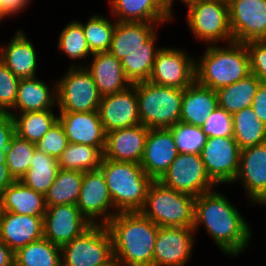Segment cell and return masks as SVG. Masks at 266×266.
I'll return each mask as SVG.
<instances>
[{"label":"cell","mask_w":266,"mask_h":266,"mask_svg":"<svg viewBox=\"0 0 266 266\" xmlns=\"http://www.w3.org/2000/svg\"><path fill=\"white\" fill-rule=\"evenodd\" d=\"M217 190L195 197L193 229L196 234L203 224L221 252L238 257L249 245L251 227L229 199Z\"/></svg>","instance_id":"obj_1"},{"label":"cell","mask_w":266,"mask_h":266,"mask_svg":"<svg viewBox=\"0 0 266 266\" xmlns=\"http://www.w3.org/2000/svg\"><path fill=\"white\" fill-rule=\"evenodd\" d=\"M117 266H153L159 226L140 212L117 213L106 224Z\"/></svg>","instance_id":"obj_2"},{"label":"cell","mask_w":266,"mask_h":266,"mask_svg":"<svg viewBox=\"0 0 266 266\" xmlns=\"http://www.w3.org/2000/svg\"><path fill=\"white\" fill-rule=\"evenodd\" d=\"M200 58L195 60L196 81L214 91L251 74L245 43L231 42L224 48L208 45Z\"/></svg>","instance_id":"obj_3"},{"label":"cell","mask_w":266,"mask_h":266,"mask_svg":"<svg viewBox=\"0 0 266 266\" xmlns=\"http://www.w3.org/2000/svg\"><path fill=\"white\" fill-rule=\"evenodd\" d=\"M102 171L117 213L140 212L154 181L140 164L103 158Z\"/></svg>","instance_id":"obj_4"},{"label":"cell","mask_w":266,"mask_h":266,"mask_svg":"<svg viewBox=\"0 0 266 266\" xmlns=\"http://www.w3.org/2000/svg\"><path fill=\"white\" fill-rule=\"evenodd\" d=\"M184 89L136 83L140 123L148 129L172 128L180 122Z\"/></svg>","instance_id":"obj_5"},{"label":"cell","mask_w":266,"mask_h":266,"mask_svg":"<svg viewBox=\"0 0 266 266\" xmlns=\"http://www.w3.org/2000/svg\"><path fill=\"white\" fill-rule=\"evenodd\" d=\"M195 197L154 180L140 213L159 227H193Z\"/></svg>","instance_id":"obj_6"},{"label":"cell","mask_w":266,"mask_h":266,"mask_svg":"<svg viewBox=\"0 0 266 266\" xmlns=\"http://www.w3.org/2000/svg\"><path fill=\"white\" fill-rule=\"evenodd\" d=\"M62 266H117L113 242L106 225H91L61 246Z\"/></svg>","instance_id":"obj_7"},{"label":"cell","mask_w":266,"mask_h":266,"mask_svg":"<svg viewBox=\"0 0 266 266\" xmlns=\"http://www.w3.org/2000/svg\"><path fill=\"white\" fill-rule=\"evenodd\" d=\"M58 80L56 83L59 112L98 111L101 95L94 79L84 66L71 64Z\"/></svg>","instance_id":"obj_8"},{"label":"cell","mask_w":266,"mask_h":266,"mask_svg":"<svg viewBox=\"0 0 266 266\" xmlns=\"http://www.w3.org/2000/svg\"><path fill=\"white\" fill-rule=\"evenodd\" d=\"M187 25L194 38L216 45L218 41L233 42L229 26V6L221 0H201L188 7ZM209 42V43H208Z\"/></svg>","instance_id":"obj_9"},{"label":"cell","mask_w":266,"mask_h":266,"mask_svg":"<svg viewBox=\"0 0 266 266\" xmlns=\"http://www.w3.org/2000/svg\"><path fill=\"white\" fill-rule=\"evenodd\" d=\"M164 186L197 197L217 186L208 176L200 154L179 153L158 180Z\"/></svg>","instance_id":"obj_10"},{"label":"cell","mask_w":266,"mask_h":266,"mask_svg":"<svg viewBox=\"0 0 266 266\" xmlns=\"http://www.w3.org/2000/svg\"><path fill=\"white\" fill-rule=\"evenodd\" d=\"M240 151L233 136L207 137L200 155L208 176L217 186L233 184L239 169Z\"/></svg>","instance_id":"obj_11"},{"label":"cell","mask_w":266,"mask_h":266,"mask_svg":"<svg viewBox=\"0 0 266 266\" xmlns=\"http://www.w3.org/2000/svg\"><path fill=\"white\" fill-rule=\"evenodd\" d=\"M177 48L162 47L153 64L149 82L185 89L196 80L195 60Z\"/></svg>","instance_id":"obj_12"},{"label":"cell","mask_w":266,"mask_h":266,"mask_svg":"<svg viewBox=\"0 0 266 266\" xmlns=\"http://www.w3.org/2000/svg\"><path fill=\"white\" fill-rule=\"evenodd\" d=\"M76 206L91 225H106L117 214L100 169L84 172Z\"/></svg>","instance_id":"obj_13"},{"label":"cell","mask_w":266,"mask_h":266,"mask_svg":"<svg viewBox=\"0 0 266 266\" xmlns=\"http://www.w3.org/2000/svg\"><path fill=\"white\" fill-rule=\"evenodd\" d=\"M228 6L233 42L261 41L266 36V0H230Z\"/></svg>","instance_id":"obj_14"},{"label":"cell","mask_w":266,"mask_h":266,"mask_svg":"<svg viewBox=\"0 0 266 266\" xmlns=\"http://www.w3.org/2000/svg\"><path fill=\"white\" fill-rule=\"evenodd\" d=\"M193 227H159L153 266H186L194 250Z\"/></svg>","instance_id":"obj_15"},{"label":"cell","mask_w":266,"mask_h":266,"mask_svg":"<svg viewBox=\"0 0 266 266\" xmlns=\"http://www.w3.org/2000/svg\"><path fill=\"white\" fill-rule=\"evenodd\" d=\"M90 226L75 204L49 206L43 216V238L61 247Z\"/></svg>","instance_id":"obj_16"},{"label":"cell","mask_w":266,"mask_h":266,"mask_svg":"<svg viewBox=\"0 0 266 266\" xmlns=\"http://www.w3.org/2000/svg\"><path fill=\"white\" fill-rule=\"evenodd\" d=\"M240 181L250 203H266V142L240 151L239 169L234 182Z\"/></svg>","instance_id":"obj_17"},{"label":"cell","mask_w":266,"mask_h":266,"mask_svg":"<svg viewBox=\"0 0 266 266\" xmlns=\"http://www.w3.org/2000/svg\"><path fill=\"white\" fill-rule=\"evenodd\" d=\"M98 112L106 133L141 124L136 83L125 91L101 97Z\"/></svg>","instance_id":"obj_18"},{"label":"cell","mask_w":266,"mask_h":266,"mask_svg":"<svg viewBox=\"0 0 266 266\" xmlns=\"http://www.w3.org/2000/svg\"><path fill=\"white\" fill-rule=\"evenodd\" d=\"M178 154L170 128L149 129L140 165L149 177L159 180Z\"/></svg>","instance_id":"obj_19"},{"label":"cell","mask_w":266,"mask_h":266,"mask_svg":"<svg viewBox=\"0 0 266 266\" xmlns=\"http://www.w3.org/2000/svg\"><path fill=\"white\" fill-rule=\"evenodd\" d=\"M59 114L58 120L63 125L69 143L105 147L106 132L98 111Z\"/></svg>","instance_id":"obj_20"},{"label":"cell","mask_w":266,"mask_h":266,"mask_svg":"<svg viewBox=\"0 0 266 266\" xmlns=\"http://www.w3.org/2000/svg\"><path fill=\"white\" fill-rule=\"evenodd\" d=\"M148 131L139 124L106 133L104 158L140 164Z\"/></svg>","instance_id":"obj_21"},{"label":"cell","mask_w":266,"mask_h":266,"mask_svg":"<svg viewBox=\"0 0 266 266\" xmlns=\"http://www.w3.org/2000/svg\"><path fill=\"white\" fill-rule=\"evenodd\" d=\"M43 238V217L0 211V240L14 253Z\"/></svg>","instance_id":"obj_22"},{"label":"cell","mask_w":266,"mask_h":266,"mask_svg":"<svg viewBox=\"0 0 266 266\" xmlns=\"http://www.w3.org/2000/svg\"><path fill=\"white\" fill-rule=\"evenodd\" d=\"M84 66L91 74L101 97L125 91L132 84L126 78L121 61L109 51L92 54V61Z\"/></svg>","instance_id":"obj_23"},{"label":"cell","mask_w":266,"mask_h":266,"mask_svg":"<svg viewBox=\"0 0 266 266\" xmlns=\"http://www.w3.org/2000/svg\"><path fill=\"white\" fill-rule=\"evenodd\" d=\"M8 44L0 47V61L20 80L36 77L35 46L24 31L18 29Z\"/></svg>","instance_id":"obj_24"},{"label":"cell","mask_w":266,"mask_h":266,"mask_svg":"<svg viewBox=\"0 0 266 266\" xmlns=\"http://www.w3.org/2000/svg\"><path fill=\"white\" fill-rule=\"evenodd\" d=\"M54 85L55 86L50 89V86L44 81L39 80L38 77L19 80L16 102L8 113L19 114L32 111L52 110L53 107L57 106V83Z\"/></svg>","instance_id":"obj_25"},{"label":"cell","mask_w":266,"mask_h":266,"mask_svg":"<svg viewBox=\"0 0 266 266\" xmlns=\"http://www.w3.org/2000/svg\"><path fill=\"white\" fill-rule=\"evenodd\" d=\"M217 107L216 91L195 80L184 89L180 122L202 127L206 118Z\"/></svg>","instance_id":"obj_26"},{"label":"cell","mask_w":266,"mask_h":266,"mask_svg":"<svg viewBox=\"0 0 266 266\" xmlns=\"http://www.w3.org/2000/svg\"><path fill=\"white\" fill-rule=\"evenodd\" d=\"M156 24V25H155ZM161 23L116 21L109 52L118 60H123L140 49Z\"/></svg>","instance_id":"obj_27"},{"label":"cell","mask_w":266,"mask_h":266,"mask_svg":"<svg viewBox=\"0 0 266 266\" xmlns=\"http://www.w3.org/2000/svg\"><path fill=\"white\" fill-rule=\"evenodd\" d=\"M1 211L21 215L43 217L47 206L45 195L25 186L21 181H14L0 197Z\"/></svg>","instance_id":"obj_28"},{"label":"cell","mask_w":266,"mask_h":266,"mask_svg":"<svg viewBox=\"0 0 266 266\" xmlns=\"http://www.w3.org/2000/svg\"><path fill=\"white\" fill-rule=\"evenodd\" d=\"M112 16L119 22L162 23L171 20L158 0H109Z\"/></svg>","instance_id":"obj_29"},{"label":"cell","mask_w":266,"mask_h":266,"mask_svg":"<svg viewBox=\"0 0 266 266\" xmlns=\"http://www.w3.org/2000/svg\"><path fill=\"white\" fill-rule=\"evenodd\" d=\"M262 82L250 74L246 78L216 90L218 106L233 115L251 107L256 91Z\"/></svg>","instance_id":"obj_30"},{"label":"cell","mask_w":266,"mask_h":266,"mask_svg":"<svg viewBox=\"0 0 266 266\" xmlns=\"http://www.w3.org/2000/svg\"><path fill=\"white\" fill-rule=\"evenodd\" d=\"M58 171V160L36 149L32 156L30 168L20 181L25 186L45 195L54 183Z\"/></svg>","instance_id":"obj_31"},{"label":"cell","mask_w":266,"mask_h":266,"mask_svg":"<svg viewBox=\"0 0 266 266\" xmlns=\"http://www.w3.org/2000/svg\"><path fill=\"white\" fill-rule=\"evenodd\" d=\"M156 38L157 32L143 43L140 49L121 60L126 78L131 84L149 80L156 55L161 49L160 47L157 48L155 45Z\"/></svg>","instance_id":"obj_32"},{"label":"cell","mask_w":266,"mask_h":266,"mask_svg":"<svg viewBox=\"0 0 266 266\" xmlns=\"http://www.w3.org/2000/svg\"><path fill=\"white\" fill-rule=\"evenodd\" d=\"M232 121L233 137L241 150L266 142V126L258 119L252 107L234 113Z\"/></svg>","instance_id":"obj_33"},{"label":"cell","mask_w":266,"mask_h":266,"mask_svg":"<svg viewBox=\"0 0 266 266\" xmlns=\"http://www.w3.org/2000/svg\"><path fill=\"white\" fill-rule=\"evenodd\" d=\"M15 125V134L37 144L58 120L53 110L32 111L10 114Z\"/></svg>","instance_id":"obj_34"},{"label":"cell","mask_w":266,"mask_h":266,"mask_svg":"<svg viewBox=\"0 0 266 266\" xmlns=\"http://www.w3.org/2000/svg\"><path fill=\"white\" fill-rule=\"evenodd\" d=\"M14 266H62L61 247L45 238L31 242L14 253Z\"/></svg>","instance_id":"obj_35"},{"label":"cell","mask_w":266,"mask_h":266,"mask_svg":"<svg viewBox=\"0 0 266 266\" xmlns=\"http://www.w3.org/2000/svg\"><path fill=\"white\" fill-rule=\"evenodd\" d=\"M105 147L68 143L58 158L59 169L81 172L99 169L104 158Z\"/></svg>","instance_id":"obj_36"},{"label":"cell","mask_w":266,"mask_h":266,"mask_svg":"<svg viewBox=\"0 0 266 266\" xmlns=\"http://www.w3.org/2000/svg\"><path fill=\"white\" fill-rule=\"evenodd\" d=\"M84 172L59 169L56 179L45 194L46 206L77 204Z\"/></svg>","instance_id":"obj_37"},{"label":"cell","mask_w":266,"mask_h":266,"mask_svg":"<svg viewBox=\"0 0 266 266\" xmlns=\"http://www.w3.org/2000/svg\"><path fill=\"white\" fill-rule=\"evenodd\" d=\"M84 30L85 39L92 54L109 51L116 21L105 18L102 14L89 16L88 22L78 21Z\"/></svg>","instance_id":"obj_38"},{"label":"cell","mask_w":266,"mask_h":266,"mask_svg":"<svg viewBox=\"0 0 266 266\" xmlns=\"http://www.w3.org/2000/svg\"><path fill=\"white\" fill-rule=\"evenodd\" d=\"M36 149L35 143L24 140L16 134L10 140L6 150V165L15 181H20L30 168L32 156Z\"/></svg>","instance_id":"obj_39"},{"label":"cell","mask_w":266,"mask_h":266,"mask_svg":"<svg viewBox=\"0 0 266 266\" xmlns=\"http://www.w3.org/2000/svg\"><path fill=\"white\" fill-rule=\"evenodd\" d=\"M58 49L69 58L83 61L92 56L85 39L82 25L77 21H71L62 29L58 38Z\"/></svg>","instance_id":"obj_40"},{"label":"cell","mask_w":266,"mask_h":266,"mask_svg":"<svg viewBox=\"0 0 266 266\" xmlns=\"http://www.w3.org/2000/svg\"><path fill=\"white\" fill-rule=\"evenodd\" d=\"M170 129L179 153L200 154L207 139L201 127L179 122Z\"/></svg>","instance_id":"obj_41"},{"label":"cell","mask_w":266,"mask_h":266,"mask_svg":"<svg viewBox=\"0 0 266 266\" xmlns=\"http://www.w3.org/2000/svg\"><path fill=\"white\" fill-rule=\"evenodd\" d=\"M201 128L207 137L233 136L232 115L218 106L206 118Z\"/></svg>","instance_id":"obj_42"},{"label":"cell","mask_w":266,"mask_h":266,"mask_svg":"<svg viewBox=\"0 0 266 266\" xmlns=\"http://www.w3.org/2000/svg\"><path fill=\"white\" fill-rule=\"evenodd\" d=\"M68 139L59 120L49 129V131L36 144L38 150L52 156L58 160L62 152L68 145Z\"/></svg>","instance_id":"obj_43"},{"label":"cell","mask_w":266,"mask_h":266,"mask_svg":"<svg viewBox=\"0 0 266 266\" xmlns=\"http://www.w3.org/2000/svg\"><path fill=\"white\" fill-rule=\"evenodd\" d=\"M19 78L0 61V113H8L15 105Z\"/></svg>","instance_id":"obj_44"},{"label":"cell","mask_w":266,"mask_h":266,"mask_svg":"<svg viewBox=\"0 0 266 266\" xmlns=\"http://www.w3.org/2000/svg\"><path fill=\"white\" fill-rule=\"evenodd\" d=\"M250 57V71L262 83H266V46L262 41L246 42Z\"/></svg>","instance_id":"obj_45"},{"label":"cell","mask_w":266,"mask_h":266,"mask_svg":"<svg viewBox=\"0 0 266 266\" xmlns=\"http://www.w3.org/2000/svg\"><path fill=\"white\" fill-rule=\"evenodd\" d=\"M15 135L13 117L9 113H0V152L6 151Z\"/></svg>","instance_id":"obj_46"},{"label":"cell","mask_w":266,"mask_h":266,"mask_svg":"<svg viewBox=\"0 0 266 266\" xmlns=\"http://www.w3.org/2000/svg\"><path fill=\"white\" fill-rule=\"evenodd\" d=\"M251 107L258 119L266 126V83H261L258 87Z\"/></svg>","instance_id":"obj_47"},{"label":"cell","mask_w":266,"mask_h":266,"mask_svg":"<svg viewBox=\"0 0 266 266\" xmlns=\"http://www.w3.org/2000/svg\"><path fill=\"white\" fill-rule=\"evenodd\" d=\"M6 159V151L0 152V197L3 191L15 181L9 173Z\"/></svg>","instance_id":"obj_48"},{"label":"cell","mask_w":266,"mask_h":266,"mask_svg":"<svg viewBox=\"0 0 266 266\" xmlns=\"http://www.w3.org/2000/svg\"><path fill=\"white\" fill-rule=\"evenodd\" d=\"M9 15H16L21 13L31 2V0H1Z\"/></svg>","instance_id":"obj_49"},{"label":"cell","mask_w":266,"mask_h":266,"mask_svg":"<svg viewBox=\"0 0 266 266\" xmlns=\"http://www.w3.org/2000/svg\"><path fill=\"white\" fill-rule=\"evenodd\" d=\"M0 266H14V252L0 240Z\"/></svg>","instance_id":"obj_50"},{"label":"cell","mask_w":266,"mask_h":266,"mask_svg":"<svg viewBox=\"0 0 266 266\" xmlns=\"http://www.w3.org/2000/svg\"><path fill=\"white\" fill-rule=\"evenodd\" d=\"M180 1H182L185 4L186 7H189V6H191V5L195 4V3H198L201 0H180ZM173 3H175L174 0H172L169 3V5L166 7L167 13H168L169 17L171 18V20L173 19V16H174L173 13H172L173 12V10H172Z\"/></svg>","instance_id":"obj_51"},{"label":"cell","mask_w":266,"mask_h":266,"mask_svg":"<svg viewBox=\"0 0 266 266\" xmlns=\"http://www.w3.org/2000/svg\"><path fill=\"white\" fill-rule=\"evenodd\" d=\"M10 15L6 12L3 2L0 0V22Z\"/></svg>","instance_id":"obj_52"},{"label":"cell","mask_w":266,"mask_h":266,"mask_svg":"<svg viewBox=\"0 0 266 266\" xmlns=\"http://www.w3.org/2000/svg\"><path fill=\"white\" fill-rule=\"evenodd\" d=\"M158 1L166 8L172 0H158Z\"/></svg>","instance_id":"obj_53"},{"label":"cell","mask_w":266,"mask_h":266,"mask_svg":"<svg viewBox=\"0 0 266 266\" xmlns=\"http://www.w3.org/2000/svg\"><path fill=\"white\" fill-rule=\"evenodd\" d=\"M266 46V36L261 40Z\"/></svg>","instance_id":"obj_54"}]
</instances>
